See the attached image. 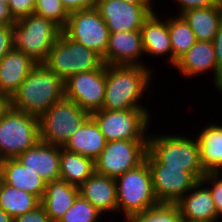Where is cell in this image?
<instances>
[{
    "label": "cell",
    "mask_w": 222,
    "mask_h": 222,
    "mask_svg": "<svg viewBox=\"0 0 222 222\" xmlns=\"http://www.w3.org/2000/svg\"><path fill=\"white\" fill-rule=\"evenodd\" d=\"M79 195V187L58 179L46 184L41 205L51 221L58 222Z\"/></svg>",
    "instance_id": "obj_23"
},
{
    "label": "cell",
    "mask_w": 222,
    "mask_h": 222,
    "mask_svg": "<svg viewBox=\"0 0 222 222\" xmlns=\"http://www.w3.org/2000/svg\"><path fill=\"white\" fill-rule=\"evenodd\" d=\"M80 195L91 203L102 215L114 216L118 209L116 181L94 172L80 187Z\"/></svg>",
    "instance_id": "obj_20"
},
{
    "label": "cell",
    "mask_w": 222,
    "mask_h": 222,
    "mask_svg": "<svg viewBox=\"0 0 222 222\" xmlns=\"http://www.w3.org/2000/svg\"><path fill=\"white\" fill-rule=\"evenodd\" d=\"M183 219L198 222H219L209 188L199 181L177 203Z\"/></svg>",
    "instance_id": "obj_19"
},
{
    "label": "cell",
    "mask_w": 222,
    "mask_h": 222,
    "mask_svg": "<svg viewBox=\"0 0 222 222\" xmlns=\"http://www.w3.org/2000/svg\"><path fill=\"white\" fill-rule=\"evenodd\" d=\"M200 160L206 173L222 172V125L207 123L196 135Z\"/></svg>",
    "instance_id": "obj_24"
},
{
    "label": "cell",
    "mask_w": 222,
    "mask_h": 222,
    "mask_svg": "<svg viewBox=\"0 0 222 222\" xmlns=\"http://www.w3.org/2000/svg\"><path fill=\"white\" fill-rule=\"evenodd\" d=\"M134 5H154L155 3L152 0H122Z\"/></svg>",
    "instance_id": "obj_42"
},
{
    "label": "cell",
    "mask_w": 222,
    "mask_h": 222,
    "mask_svg": "<svg viewBox=\"0 0 222 222\" xmlns=\"http://www.w3.org/2000/svg\"><path fill=\"white\" fill-rule=\"evenodd\" d=\"M101 216L102 213L79 195L58 222H99Z\"/></svg>",
    "instance_id": "obj_31"
},
{
    "label": "cell",
    "mask_w": 222,
    "mask_h": 222,
    "mask_svg": "<svg viewBox=\"0 0 222 222\" xmlns=\"http://www.w3.org/2000/svg\"><path fill=\"white\" fill-rule=\"evenodd\" d=\"M36 64L23 51L10 50L0 61V93L12 96Z\"/></svg>",
    "instance_id": "obj_21"
},
{
    "label": "cell",
    "mask_w": 222,
    "mask_h": 222,
    "mask_svg": "<svg viewBox=\"0 0 222 222\" xmlns=\"http://www.w3.org/2000/svg\"><path fill=\"white\" fill-rule=\"evenodd\" d=\"M16 22L13 18L9 6L0 2V25H12Z\"/></svg>",
    "instance_id": "obj_40"
},
{
    "label": "cell",
    "mask_w": 222,
    "mask_h": 222,
    "mask_svg": "<svg viewBox=\"0 0 222 222\" xmlns=\"http://www.w3.org/2000/svg\"><path fill=\"white\" fill-rule=\"evenodd\" d=\"M8 6L13 18L17 21L34 13L36 0H10Z\"/></svg>",
    "instance_id": "obj_34"
},
{
    "label": "cell",
    "mask_w": 222,
    "mask_h": 222,
    "mask_svg": "<svg viewBox=\"0 0 222 222\" xmlns=\"http://www.w3.org/2000/svg\"><path fill=\"white\" fill-rule=\"evenodd\" d=\"M61 147L41 140L20 154L17 159L26 168L38 172L47 183L60 178Z\"/></svg>",
    "instance_id": "obj_17"
},
{
    "label": "cell",
    "mask_w": 222,
    "mask_h": 222,
    "mask_svg": "<svg viewBox=\"0 0 222 222\" xmlns=\"http://www.w3.org/2000/svg\"><path fill=\"white\" fill-rule=\"evenodd\" d=\"M34 13L53 21L63 29L69 18V13L61 0H36Z\"/></svg>",
    "instance_id": "obj_32"
},
{
    "label": "cell",
    "mask_w": 222,
    "mask_h": 222,
    "mask_svg": "<svg viewBox=\"0 0 222 222\" xmlns=\"http://www.w3.org/2000/svg\"><path fill=\"white\" fill-rule=\"evenodd\" d=\"M41 205V200L24 190L0 182V209L13 219Z\"/></svg>",
    "instance_id": "obj_28"
},
{
    "label": "cell",
    "mask_w": 222,
    "mask_h": 222,
    "mask_svg": "<svg viewBox=\"0 0 222 222\" xmlns=\"http://www.w3.org/2000/svg\"><path fill=\"white\" fill-rule=\"evenodd\" d=\"M217 91L222 94V85L217 89Z\"/></svg>",
    "instance_id": "obj_46"
},
{
    "label": "cell",
    "mask_w": 222,
    "mask_h": 222,
    "mask_svg": "<svg viewBox=\"0 0 222 222\" xmlns=\"http://www.w3.org/2000/svg\"><path fill=\"white\" fill-rule=\"evenodd\" d=\"M3 161H4V159H3L2 155H1V152H0V167H1L2 163H3Z\"/></svg>",
    "instance_id": "obj_44"
},
{
    "label": "cell",
    "mask_w": 222,
    "mask_h": 222,
    "mask_svg": "<svg viewBox=\"0 0 222 222\" xmlns=\"http://www.w3.org/2000/svg\"><path fill=\"white\" fill-rule=\"evenodd\" d=\"M157 12L151 13L143 22L141 27L142 46L147 56H168L167 62L173 67V51L168 31V15L165 18Z\"/></svg>",
    "instance_id": "obj_18"
},
{
    "label": "cell",
    "mask_w": 222,
    "mask_h": 222,
    "mask_svg": "<svg viewBox=\"0 0 222 222\" xmlns=\"http://www.w3.org/2000/svg\"><path fill=\"white\" fill-rule=\"evenodd\" d=\"M117 212L127 222L134 215L159 204L153 190L151 171L144 161L137 168L129 170L115 179Z\"/></svg>",
    "instance_id": "obj_5"
},
{
    "label": "cell",
    "mask_w": 222,
    "mask_h": 222,
    "mask_svg": "<svg viewBox=\"0 0 222 222\" xmlns=\"http://www.w3.org/2000/svg\"><path fill=\"white\" fill-rule=\"evenodd\" d=\"M145 161L151 171L153 190L159 203H177L199 181L183 168H168L148 151Z\"/></svg>",
    "instance_id": "obj_12"
},
{
    "label": "cell",
    "mask_w": 222,
    "mask_h": 222,
    "mask_svg": "<svg viewBox=\"0 0 222 222\" xmlns=\"http://www.w3.org/2000/svg\"><path fill=\"white\" fill-rule=\"evenodd\" d=\"M186 78L213 71L215 89L219 88V71L213 42L197 41L173 66Z\"/></svg>",
    "instance_id": "obj_16"
},
{
    "label": "cell",
    "mask_w": 222,
    "mask_h": 222,
    "mask_svg": "<svg viewBox=\"0 0 222 222\" xmlns=\"http://www.w3.org/2000/svg\"><path fill=\"white\" fill-rule=\"evenodd\" d=\"M173 3H177L176 7L178 9L180 8L177 12V15H181L191 9L206 8L209 6L219 5L221 3V0H173Z\"/></svg>",
    "instance_id": "obj_35"
},
{
    "label": "cell",
    "mask_w": 222,
    "mask_h": 222,
    "mask_svg": "<svg viewBox=\"0 0 222 222\" xmlns=\"http://www.w3.org/2000/svg\"><path fill=\"white\" fill-rule=\"evenodd\" d=\"M217 68L219 71V87L222 85V24L219 27L217 34L215 35V39L213 41Z\"/></svg>",
    "instance_id": "obj_39"
},
{
    "label": "cell",
    "mask_w": 222,
    "mask_h": 222,
    "mask_svg": "<svg viewBox=\"0 0 222 222\" xmlns=\"http://www.w3.org/2000/svg\"><path fill=\"white\" fill-rule=\"evenodd\" d=\"M154 5H134L122 0H98L96 9L110 33L141 30Z\"/></svg>",
    "instance_id": "obj_14"
},
{
    "label": "cell",
    "mask_w": 222,
    "mask_h": 222,
    "mask_svg": "<svg viewBox=\"0 0 222 222\" xmlns=\"http://www.w3.org/2000/svg\"><path fill=\"white\" fill-rule=\"evenodd\" d=\"M61 32L53 21L30 14L13 24V49L23 51L37 64L44 63Z\"/></svg>",
    "instance_id": "obj_4"
},
{
    "label": "cell",
    "mask_w": 222,
    "mask_h": 222,
    "mask_svg": "<svg viewBox=\"0 0 222 222\" xmlns=\"http://www.w3.org/2000/svg\"><path fill=\"white\" fill-rule=\"evenodd\" d=\"M147 151L148 140L107 141L101 154L94 160L95 172L116 179L142 164Z\"/></svg>",
    "instance_id": "obj_10"
},
{
    "label": "cell",
    "mask_w": 222,
    "mask_h": 222,
    "mask_svg": "<svg viewBox=\"0 0 222 222\" xmlns=\"http://www.w3.org/2000/svg\"><path fill=\"white\" fill-rule=\"evenodd\" d=\"M151 68L139 65H106V91L101 110L146 108L140 101L149 91Z\"/></svg>",
    "instance_id": "obj_1"
},
{
    "label": "cell",
    "mask_w": 222,
    "mask_h": 222,
    "mask_svg": "<svg viewBox=\"0 0 222 222\" xmlns=\"http://www.w3.org/2000/svg\"><path fill=\"white\" fill-rule=\"evenodd\" d=\"M13 49V24L0 25V61Z\"/></svg>",
    "instance_id": "obj_36"
},
{
    "label": "cell",
    "mask_w": 222,
    "mask_h": 222,
    "mask_svg": "<svg viewBox=\"0 0 222 222\" xmlns=\"http://www.w3.org/2000/svg\"><path fill=\"white\" fill-rule=\"evenodd\" d=\"M106 91V65L72 75L64 83V96L92 114L102 109Z\"/></svg>",
    "instance_id": "obj_13"
},
{
    "label": "cell",
    "mask_w": 222,
    "mask_h": 222,
    "mask_svg": "<svg viewBox=\"0 0 222 222\" xmlns=\"http://www.w3.org/2000/svg\"><path fill=\"white\" fill-rule=\"evenodd\" d=\"M197 41L213 42L222 24V2L216 6L191 9L181 14Z\"/></svg>",
    "instance_id": "obj_26"
},
{
    "label": "cell",
    "mask_w": 222,
    "mask_h": 222,
    "mask_svg": "<svg viewBox=\"0 0 222 222\" xmlns=\"http://www.w3.org/2000/svg\"><path fill=\"white\" fill-rule=\"evenodd\" d=\"M147 108L127 110H99L91 117L95 120L106 141L148 140L152 117ZM149 132V133H148Z\"/></svg>",
    "instance_id": "obj_8"
},
{
    "label": "cell",
    "mask_w": 222,
    "mask_h": 222,
    "mask_svg": "<svg viewBox=\"0 0 222 222\" xmlns=\"http://www.w3.org/2000/svg\"><path fill=\"white\" fill-rule=\"evenodd\" d=\"M97 1L98 0H61L69 14L79 10L96 8Z\"/></svg>",
    "instance_id": "obj_38"
},
{
    "label": "cell",
    "mask_w": 222,
    "mask_h": 222,
    "mask_svg": "<svg viewBox=\"0 0 222 222\" xmlns=\"http://www.w3.org/2000/svg\"><path fill=\"white\" fill-rule=\"evenodd\" d=\"M91 114L63 96L39 117L40 140L63 147Z\"/></svg>",
    "instance_id": "obj_7"
},
{
    "label": "cell",
    "mask_w": 222,
    "mask_h": 222,
    "mask_svg": "<svg viewBox=\"0 0 222 222\" xmlns=\"http://www.w3.org/2000/svg\"><path fill=\"white\" fill-rule=\"evenodd\" d=\"M176 203H159L131 217L127 222H182Z\"/></svg>",
    "instance_id": "obj_30"
},
{
    "label": "cell",
    "mask_w": 222,
    "mask_h": 222,
    "mask_svg": "<svg viewBox=\"0 0 222 222\" xmlns=\"http://www.w3.org/2000/svg\"><path fill=\"white\" fill-rule=\"evenodd\" d=\"M11 108V96L0 93V120Z\"/></svg>",
    "instance_id": "obj_41"
},
{
    "label": "cell",
    "mask_w": 222,
    "mask_h": 222,
    "mask_svg": "<svg viewBox=\"0 0 222 222\" xmlns=\"http://www.w3.org/2000/svg\"><path fill=\"white\" fill-rule=\"evenodd\" d=\"M43 64L65 83L72 75L101 68L104 62L96 52L61 32Z\"/></svg>",
    "instance_id": "obj_6"
},
{
    "label": "cell",
    "mask_w": 222,
    "mask_h": 222,
    "mask_svg": "<svg viewBox=\"0 0 222 222\" xmlns=\"http://www.w3.org/2000/svg\"><path fill=\"white\" fill-rule=\"evenodd\" d=\"M0 2L5 3L8 5V3L10 2V0H0Z\"/></svg>",
    "instance_id": "obj_45"
},
{
    "label": "cell",
    "mask_w": 222,
    "mask_h": 222,
    "mask_svg": "<svg viewBox=\"0 0 222 222\" xmlns=\"http://www.w3.org/2000/svg\"><path fill=\"white\" fill-rule=\"evenodd\" d=\"M168 31L173 51V66L196 42L193 30L181 15L168 17Z\"/></svg>",
    "instance_id": "obj_29"
},
{
    "label": "cell",
    "mask_w": 222,
    "mask_h": 222,
    "mask_svg": "<svg viewBox=\"0 0 222 222\" xmlns=\"http://www.w3.org/2000/svg\"><path fill=\"white\" fill-rule=\"evenodd\" d=\"M201 181L209 188L217 215L222 218V172L206 173ZM210 184V185H209ZM209 185V186H208Z\"/></svg>",
    "instance_id": "obj_33"
},
{
    "label": "cell",
    "mask_w": 222,
    "mask_h": 222,
    "mask_svg": "<svg viewBox=\"0 0 222 222\" xmlns=\"http://www.w3.org/2000/svg\"><path fill=\"white\" fill-rule=\"evenodd\" d=\"M3 183L43 198L47 182L21 164L17 158L5 159L0 167Z\"/></svg>",
    "instance_id": "obj_22"
},
{
    "label": "cell",
    "mask_w": 222,
    "mask_h": 222,
    "mask_svg": "<svg viewBox=\"0 0 222 222\" xmlns=\"http://www.w3.org/2000/svg\"><path fill=\"white\" fill-rule=\"evenodd\" d=\"M140 30L110 33L105 65H139L148 67L141 59L144 56Z\"/></svg>",
    "instance_id": "obj_15"
},
{
    "label": "cell",
    "mask_w": 222,
    "mask_h": 222,
    "mask_svg": "<svg viewBox=\"0 0 222 222\" xmlns=\"http://www.w3.org/2000/svg\"><path fill=\"white\" fill-rule=\"evenodd\" d=\"M64 96V82L43 63L36 64L11 96V108L40 117Z\"/></svg>",
    "instance_id": "obj_2"
},
{
    "label": "cell",
    "mask_w": 222,
    "mask_h": 222,
    "mask_svg": "<svg viewBox=\"0 0 222 222\" xmlns=\"http://www.w3.org/2000/svg\"><path fill=\"white\" fill-rule=\"evenodd\" d=\"M106 142L95 120L90 116L85 123L70 136L62 148L95 160L101 154Z\"/></svg>",
    "instance_id": "obj_25"
},
{
    "label": "cell",
    "mask_w": 222,
    "mask_h": 222,
    "mask_svg": "<svg viewBox=\"0 0 222 222\" xmlns=\"http://www.w3.org/2000/svg\"><path fill=\"white\" fill-rule=\"evenodd\" d=\"M13 222H52L49 216L46 214L45 209L42 205L38 206L36 209L25 213L23 215L17 216L13 219Z\"/></svg>",
    "instance_id": "obj_37"
},
{
    "label": "cell",
    "mask_w": 222,
    "mask_h": 222,
    "mask_svg": "<svg viewBox=\"0 0 222 222\" xmlns=\"http://www.w3.org/2000/svg\"><path fill=\"white\" fill-rule=\"evenodd\" d=\"M182 222H198V221H189V220L183 219Z\"/></svg>",
    "instance_id": "obj_47"
},
{
    "label": "cell",
    "mask_w": 222,
    "mask_h": 222,
    "mask_svg": "<svg viewBox=\"0 0 222 222\" xmlns=\"http://www.w3.org/2000/svg\"><path fill=\"white\" fill-rule=\"evenodd\" d=\"M94 172L93 159L61 147L59 179L80 187Z\"/></svg>",
    "instance_id": "obj_27"
},
{
    "label": "cell",
    "mask_w": 222,
    "mask_h": 222,
    "mask_svg": "<svg viewBox=\"0 0 222 222\" xmlns=\"http://www.w3.org/2000/svg\"><path fill=\"white\" fill-rule=\"evenodd\" d=\"M62 32L71 40L105 57L110 31L96 8L70 13Z\"/></svg>",
    "instance_id": "obj_11"
},
{
    "label": "cell",
    "mask_w": 222,
    "mask_h": 222,
    "mask_svg": "<svg viewBox=\"0 0 222 222\" xmlns=\"http://www.w3.org/2000/svg\"><path fill=\"white\" fill-rule=\"evenodd\" d=\"M0 222H13V218L4 210L0 209Z\"/></svg>",
    "instance_id": "obj_43"
},
{
    "label": "cell",
    "mask_w": 222,
    "mask_h": 222,
    "mask_svg": "<svg viewBox=\"0 0 222 222\" xmlns=\"http://www.w3.org/2000/svg\"><path fill=\"white\" fill-rule=\"evenodd\" d=\"M148 152L168 168H183L198 181L206 174L200 160L199 144L194 135L187 137L172 134L149 135Z\"/></svg>",
    "instance_id": "obj_3"
},
{
    "label": "cell",
    "mask_w": 222,
    "mask_h": 222,
    "mask_svg": "<svg viewBox=\"0 0 222 222\" xmlns=\"http://www.w3.org/2000/svg\"><path fill=\"white\" fill-rule=\"evenodd\" d=\"M39 141L38 117L10 108L0 120V152L4 160L17 158Z\"/></svg>",
    "instance_id": "obj_9"
}]
</instances>
